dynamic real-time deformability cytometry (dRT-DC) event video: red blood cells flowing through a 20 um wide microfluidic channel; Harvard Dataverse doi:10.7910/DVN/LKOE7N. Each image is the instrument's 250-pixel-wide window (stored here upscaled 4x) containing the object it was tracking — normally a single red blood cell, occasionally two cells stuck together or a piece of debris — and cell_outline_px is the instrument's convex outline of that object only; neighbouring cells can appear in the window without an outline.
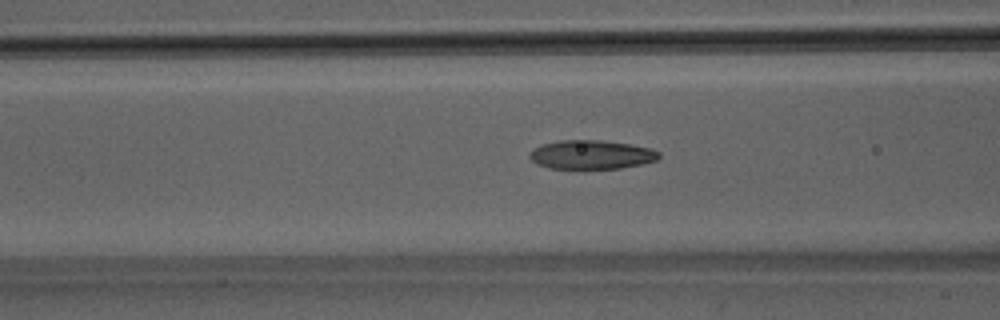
{"species": "Egyptian fruit bat (a non-hibernating species)", "species_latin": "Rousettus aegyptiacus", "temperature_condition": "room temperature", "stored_images_in_passage": 49, "camera_frame_rate_fps": 3000, "um_per_image_px": 0.085, "animal": {"sex": "male"}, "frame": {"image": 1, "passage_image": 19, "time_ms": 6.0, "image_size_px": [1000, 320], "cell_outline_px": [[660, 156], [656, 160], [644, 164], [620, 168], [548, 168], [536, 164], [528, 156], [536, 148], [544, 144], [560, 140], [600, 140], [628, 144], [652, 148], [660, 152]], "centroid_in_image_um": [50.31, 13.15], "position_along_channel_um": 116.3, "area_um2": 21.62}}
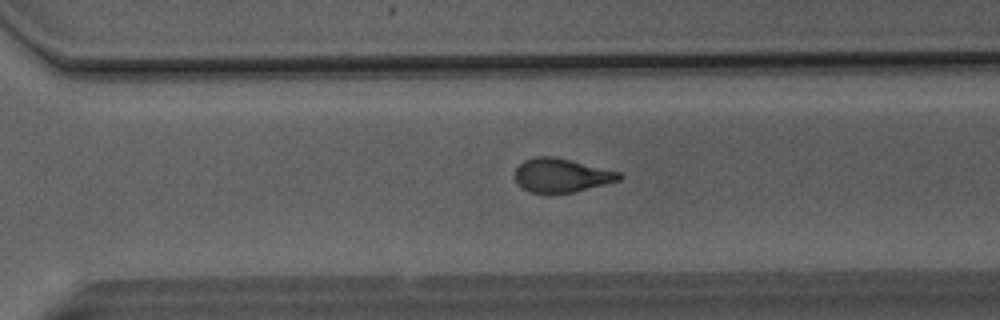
{"frame": {"image": 2, "passage_image": 34, "time_ms": 11.0, "image_size_px": [1000, 320], "cell_outline_px": [[624, 176], [620, 180], [572, 192], [532, 192], [524, 188], [516, 180], [516, 168], [524, 160], [536, 156], [552, 156], [620, 172]], "centroid_in_image_um": [47.74, 14.88], "position_along_channel_um": 322.9, "area_um2": 19.94}}
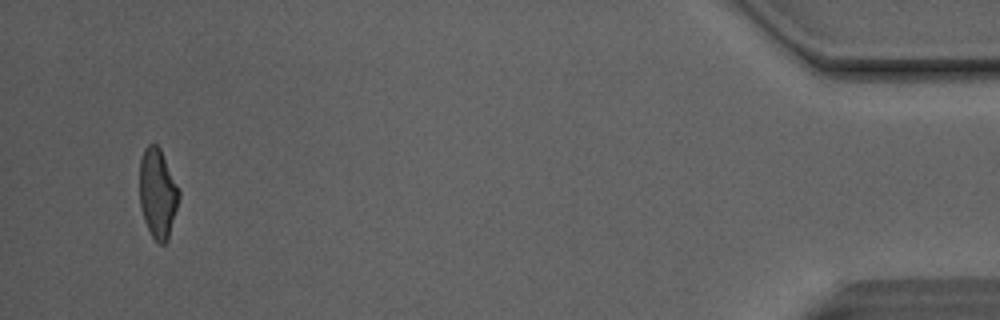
{"frame": {"image": 3, "passage_image": 47, "time_ms": 15.333, "image_size_px": [1000, 320], "cell_outline_px": [[180, 196], [168, 240], [164, 244], [160, 244], [152, 236], [144, 220], [140, 208], [140, 160], [144, 148], [148, 144], [156, 144], [160, 148], [180, 192]], "centroid_in_image_um": [13.4, 16.44], "position_along_channel_um": 421.8, "area_um2": 20.4}, "authors_computed_cell_mechanics": {"area_um2": 21.5016, "velocity_mm_per_s": 4.1374, "shape_relaxation_time_tau1_ms": 5.2398, "shape_relaxation_time_tau2_ms": 2.0436, "deformation_change_tau1": 0.1791, "deformation_change_tau2": 0.1111}}